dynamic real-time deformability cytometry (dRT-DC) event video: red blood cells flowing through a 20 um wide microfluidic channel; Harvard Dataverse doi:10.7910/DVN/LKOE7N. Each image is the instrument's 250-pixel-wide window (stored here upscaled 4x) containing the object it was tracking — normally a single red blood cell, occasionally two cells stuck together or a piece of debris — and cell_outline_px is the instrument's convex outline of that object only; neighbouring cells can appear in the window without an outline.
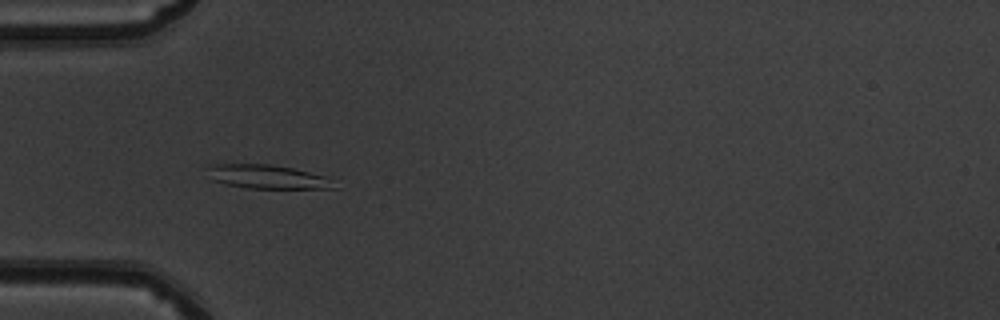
{"species": "common noctule bat (a hibernating species)", "species_latin": "Nyctalus noctula", "temperature_condition": "warm", "stored_images_in_passage": 50, "camera_frame_rate_fps": 3000, "um_per_image_px": 0.085, "animal": {"sex": "male", "body_mass_g": 19.5, "forearm_length_mm": 54.6}, "frame": {"image": 1, "passage_image": 16, "time_ms": 5.0, "image_size_px": [1000, 320], "cell_outline_px": [[340, 188], [244, 188], [224, 184], [212, 180], [208, 168], [212, 164], [272, 164], [292, 168], [324, 176]], "centroid_in_image_um": [22.69, 15.03], "position_along_channel_um": 62.3, "area_um2": 17.4}}
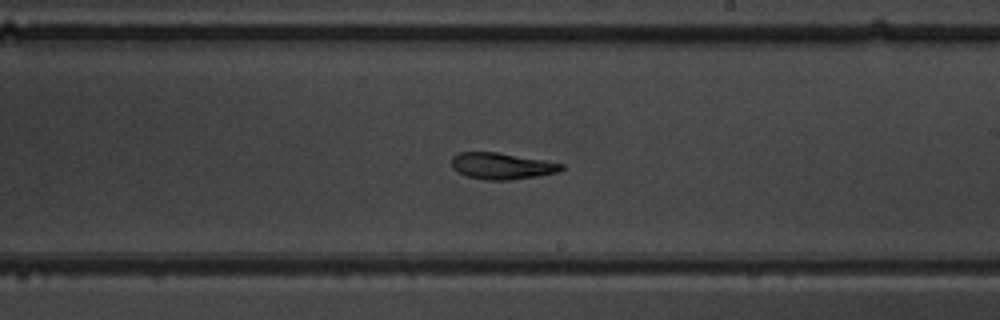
{"frame": {"image": 2, "passage_image": 30, "time_ms": 9.667, "image_size_px": [1000, 320], "cell_outline_px": [[564, 168], [560, 172], [540, 176], [512, 180], [488, 180], [468, 176], [452, 168], [452, 156], [460, 152], [496, 152], [544, 160], [564, 164]], "centroid_in_image_um": [42.7, 14.11], "position_along_channel_um": 246.3, "area_um2": 16.94}}
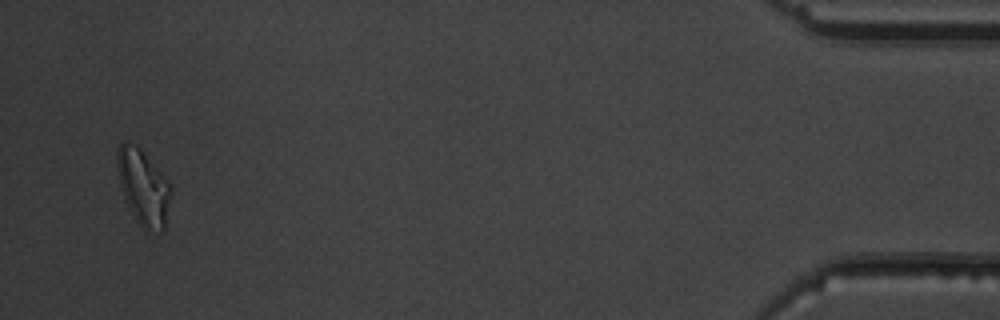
{"frame": {"image": 3, "passage_image": 49, "time_ms": 16.0, "image_size_px": [1000, 320], "cell_outline_px": [[172, 192], [164, 228], [160, 232], [144, 232], [136, 220], [128, 204], [120, 180], [116, 164], [116, 156], [120, 144], [124, 140], [128, 140], [136, 144], [140, 148], [168, 180]], "centroid_in_image_um": [12.2, 15.91], "position_along_channel_um": 423.0, "area_um2": 23.52}}